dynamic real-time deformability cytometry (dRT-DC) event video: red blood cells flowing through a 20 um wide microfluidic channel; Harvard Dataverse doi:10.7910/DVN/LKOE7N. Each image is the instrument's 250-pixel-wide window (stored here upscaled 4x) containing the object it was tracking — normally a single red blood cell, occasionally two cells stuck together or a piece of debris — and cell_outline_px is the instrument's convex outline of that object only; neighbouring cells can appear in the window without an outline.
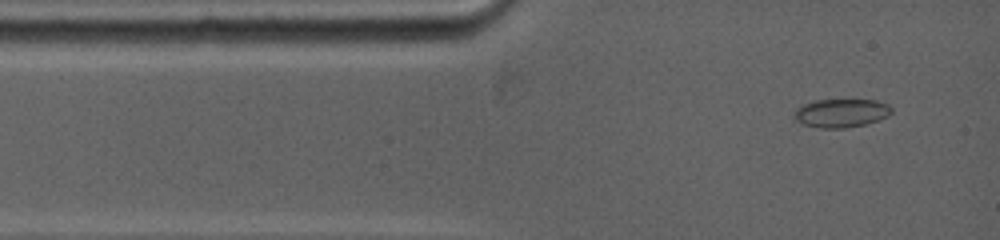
{"species": "common noctule bat (a hibernating species)", "species_latin": "Nyctalus noctula", "temperature_condition": "warm", "stored_images_in_passage": 11, "camera_frame_rate_fps": 5000, "um_per_image_px": 0.085, "animal": {"sex": "female", "body_mass_g": 19.0, "forearm_length_mm": 53.3}, "frame": {"image": 1, "passage_image": 1, "time_ms": 0.0, "image_size_px": [1000, 240], "cell_outline_px": [[892, 112], [888, 116], [864, 124], [844, 128], [820, 128], [800, 124], [796, 120], [796, 108], [804, 104], [816, 100], [876, 100], [888, 104], [892, 108]], "centroid_in_image_um": [71.51, 9.61], "position_along_channel_um": 13.5, "area_um2": 16.01}}
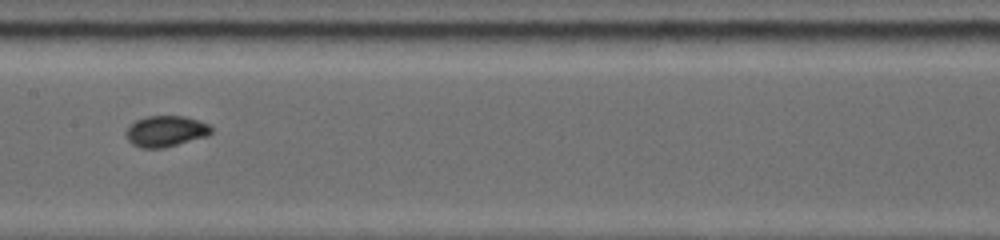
{"frame": {"image": 2, "passage_image": 7, "time_ms": 5.4, "image_size_px": [1000, 240], "cell_outline_px": [[212, 132], [208, 136], [164, 148], [140, 148], [132, 144], [128, 140], [124, 132], [136, 120], [144, 116], [184, 116], [200, 120], [208, 124], [212, 128]], "centroid_in_image_um": [14.1, 11.15], "position_along_channel_um": 193.3, "area_um2": 15.55}}
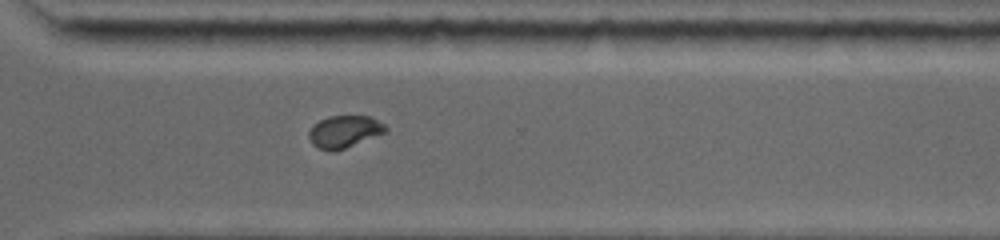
{"frame": {"image": 3, "passage_image": 11, "time_ms": 9.2, "image_size_px": [1000, 240], "cell_outline_px": [[388, 128], [384, 132], [344, 148], [332, 152], [320, 148], [312, 144], [308, 136], [308, 132], [320, 120], [328, 116], [368, 116], [384, 124]], "centroid_in_image_um": [29.23, 11.18], "position_along_channel_um": 341.4, "area_um2": 13.93}}